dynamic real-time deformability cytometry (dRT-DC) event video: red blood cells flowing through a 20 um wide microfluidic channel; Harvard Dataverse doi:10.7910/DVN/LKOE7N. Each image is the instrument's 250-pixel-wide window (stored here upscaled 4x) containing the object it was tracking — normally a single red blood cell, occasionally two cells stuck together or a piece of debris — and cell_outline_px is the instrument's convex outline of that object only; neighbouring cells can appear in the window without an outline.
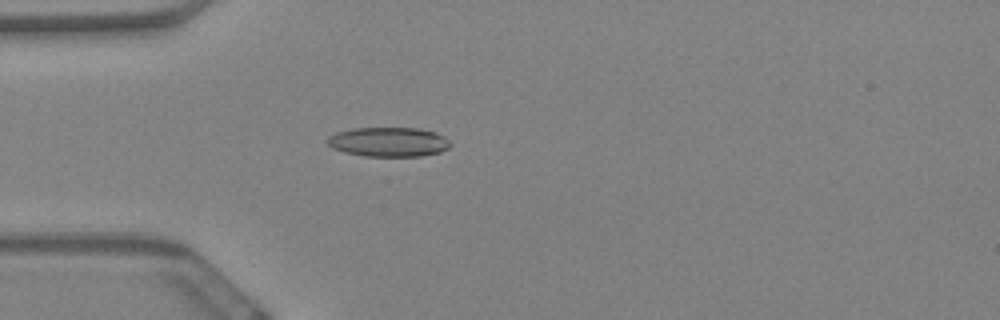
{"species": "Egyptian fruit bat (a non-hibernating species)", "species_latin": "Rousettus aegyptiacus", "temperature_condition": "warm", "stored_images_in_passage": 48, "camera_frame_rate_fps": 3000, "um_per_image_px": 0.085, "animal": {"sex": "female"}, "frame": {"image": 1, "passage_image": 12, "time_ms": 3.667, "image_size_px": [1000, 320], "cell_outline_px": [[452, 144], [448, 148], [440, 152], [420, 156], [364, 156], [344, 152], [332, 148], [328, 144], [328, 136], [336, 132], [352, 128], [420, 128], [436, 132], [444, 136]], "centroid_in_image_um": [33.04, 12.06], "position_along_channel_um": 52.0, "area_um2": 21.21}}
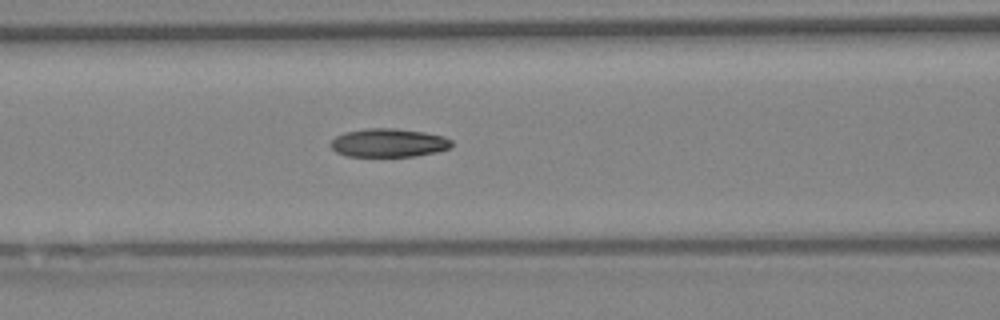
{"frame": {"image": 2, "passage_image": 20, "time_ms": 6.333, "image_size_px": [1000, 320], "cell_outline_px": [[452, 144], [448, 148], [436, 152], [416, 156], [348, 156], [336, 152], [332, 148], [332, 140], [336, 136], [344, 132], [364, 128], [396, 128], [424, 132], [444, 136], [452, 140]], "centroid_in_image_um": [33.04, 12.13], "position_along_channel_um": 133.6, "area_um2": 20.06}}
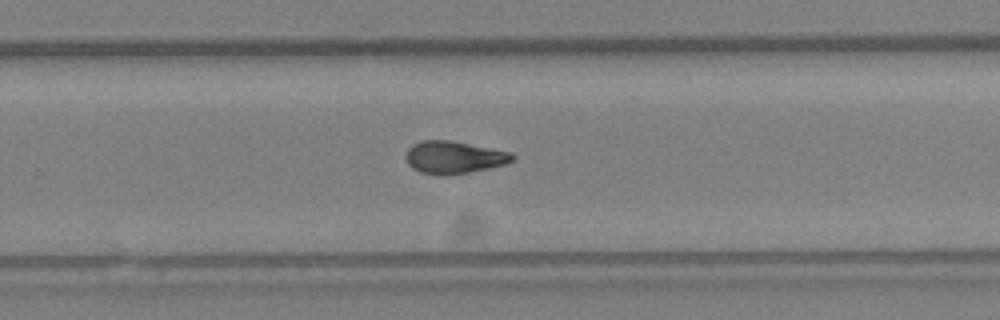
{"frame": {"image": 3, "passage_image": 34, "time_ms": 11.0, "image_size_px": [1000, 320], "cell_outline_px": [[516, 156], [512, 160], [504, 164], [488, 168], [468, 172], [420, 172], [412, 168], [408, 164], [404, 156], [408, 148], [412, 144], [420, 140], [452, 140], [512, 152]], "centroid_in_image_um": [38.58, 13.31], "position_along_channel_um": 291.2, "area_um2": 19.65}, "authors_computed_cell_mechanics": {"area_um2": 20.519, "velocity_mm_per_s": 3.4, "shape_relaxation_time_tau1_ms": null, "shape_relaxation_time_tau2_ms": 5.576, "deformation_change_tau1": null, "deformation_change_tau2": 0.1306}}